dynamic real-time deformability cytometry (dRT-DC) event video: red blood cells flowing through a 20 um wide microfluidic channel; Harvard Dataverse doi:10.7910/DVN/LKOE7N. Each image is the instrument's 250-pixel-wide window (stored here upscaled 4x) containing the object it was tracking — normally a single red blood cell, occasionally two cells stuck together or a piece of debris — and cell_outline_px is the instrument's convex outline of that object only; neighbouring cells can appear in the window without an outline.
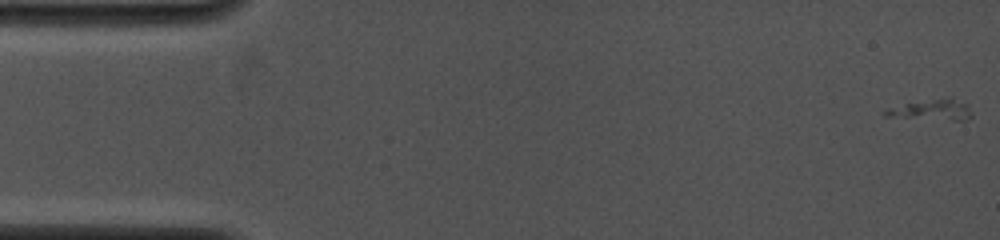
{"species": "common noctule bat (a hibernating species)", "species_latin": "Nyctalus noctula", "temperature_condition": "cold", "stored_images_in_passage": 10, "camera_frame_rate_fps": 4000, "um_per_image_px": 0.085, "animal": {"sex": "female", "body_mass_g": 19.0, "forearm_length_mm": 53.3}, "frame": {"image": 1, "passage_image": 1, "time_ms": 0.0, "image_size_px": [1000, 240], "cell_outline_px": [[972, 116], [968, 120], [952, 120], [884, 116], [884, 112], [888, 108], [908, 104], [952, 96], [968, 104]], "centroid_in_image_um": [79.32, 9.34], "position_along_channel_um": 5.7, "area_um2": 10.23}}